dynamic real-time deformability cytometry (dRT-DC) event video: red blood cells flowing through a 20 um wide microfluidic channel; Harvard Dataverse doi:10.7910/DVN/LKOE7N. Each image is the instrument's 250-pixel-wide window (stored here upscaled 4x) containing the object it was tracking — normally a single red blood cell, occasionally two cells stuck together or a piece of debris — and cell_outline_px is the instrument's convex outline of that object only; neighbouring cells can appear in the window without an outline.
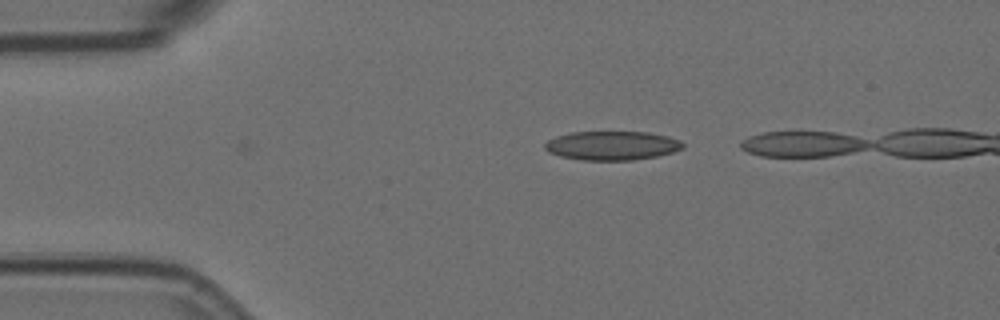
{"species": "Egyptian fruit bat (a non-hibernating species)", "species_latin": "Rousettus aegyptiacus", "temperature_condition": "room temperature", "stored_images_in_passage": 4, "camera_frame_rate_fps": 3000, "um_per_image_px": 0.085, "animal": {"sex": "female"}, "frame": {"image": 1, "passage_image": 1, "time_ms": 0.0, "image_size_px": [1000, 320], "cell_outline_px": [[684, 148], [672, 152], [656, 156], [632, 160], [580, 160], [560, 156], [548, 152], [544, 148], [544, 144], [548, 140], [556, 136], [572, 132], [648, 132], [668, 136], [680, 140], [684, 144]], "centroid_in_image_um": [52.01, 12.37], "position_along_channel_um": 33.0, "area_um2": 23.35}}